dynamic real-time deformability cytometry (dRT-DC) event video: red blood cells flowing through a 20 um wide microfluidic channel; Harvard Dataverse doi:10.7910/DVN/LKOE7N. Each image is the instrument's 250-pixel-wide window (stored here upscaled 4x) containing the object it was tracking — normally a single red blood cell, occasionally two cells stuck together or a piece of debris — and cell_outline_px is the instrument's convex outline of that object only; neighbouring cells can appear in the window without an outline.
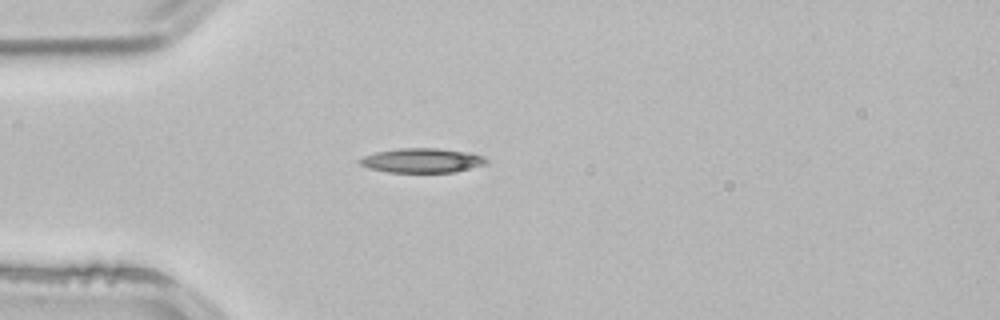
{"species": "common noctule bat (a hibernating species)", "species_latin": "Nyctalus noctula", "temperature_condition": "room temperature", "stored_images_in_passage": 3, "camera_frame_rate_fps": 3000, "um_per_image_px": 0.085, "animal": {"sex": "male", "body_mass_g": 21.5, "forearm_length_mm": 52.0}, "frame": {"image": 1, "passage_image": 3, "time_ms": 0.667, "image_size_px": [1000, 320], "cell_outline_px": [[488, 160], [484, 164], [456, 172], [388, 172], [368, 168], [360, 164], [360, 160], [364, 156], [376, 152], [400, 148], [436, 148], [468, 152], [484, 156]], "centroid_in_image_um": [35.88, 13.64], "position_along_channel_um": 49.1, "area_um2": 17.86}}